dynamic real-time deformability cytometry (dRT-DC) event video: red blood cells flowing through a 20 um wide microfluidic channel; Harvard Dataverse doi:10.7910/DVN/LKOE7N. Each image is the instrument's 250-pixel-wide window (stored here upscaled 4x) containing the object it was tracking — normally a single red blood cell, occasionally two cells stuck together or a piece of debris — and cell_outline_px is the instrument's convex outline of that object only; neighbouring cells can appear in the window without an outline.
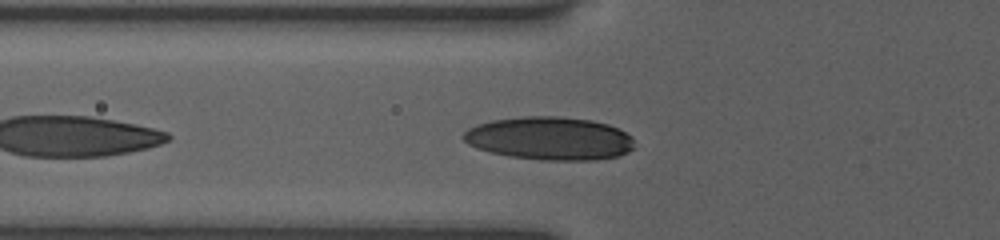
{"species": "human", "species_latin": "Homo sapiens", "temperature_condition": "room temperature", "stored_images_in_passage": 37, "camera_frame_rate_fps": 3000, "um_per_image_px": 0.085, "donor": {"sex": "female"}, "frame": {"image": 1, "passage_image": 4, "time_ms": 1.0, "image_size_px": [1000, 240], "cell_outline_px": [[636, 148], [620, 156], [596, 160], [544, 160], [508, 156], [476, 148], [468, 144], [460, 136], [468, 128], [476, 124], [492, 120], [520, 116], [560, 116], [592, 120], [608, 124], [620, 128], [632, 136]], "centroid_in_image_um": [46.75, 11.76], "position_along_channel_um": 79.0, "area_um2": 43.58}}
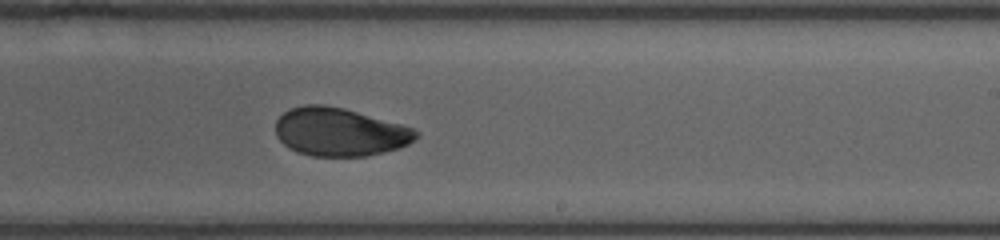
{"frame": {"image": 2, "passage_image": 18, "time_ms": 5.667, "image_size_px": [1000, 240], "cell_outline_px": [[420, 136], [408, 144], [400, 148], [368, 156], [312, 156], [296, 152], [288, 148], [276, 136], [276, 120], [284, 112], [292, 108], [304, 104], [324, 104], [344, 108], [400, 124], [412, 128], [420, 132]], "centroid_in_image_um": [28.87, 11.22], "position_along_channel_um": 260.1, "area_um2": 39.65}}
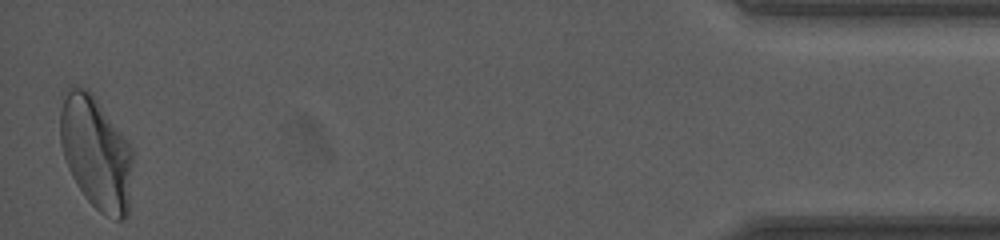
{"frame": {"image": 3, "passage_image": 37, "time_ms": 12.0, "image_size_px": [1000, 240], "cell_outline_px": [[132, 160], [128, 216], [124, 220], [116, 220], [100, 212], [84, 196], [76, 184], [68, 168], [60, 144], [60, 92], [72, 84], [76, 84], [88, 88], [92, 92], [132, 148]], "centroid_in_image_um": [8.12, 12.92], "position_along_channel_um": 427.1, "area_um2": 48.38}, "authors_computed_cell_mechanics": {"area_um2": 40.5178, "velocity_mm_per_s": 3.8691, "shape_relaxation_time_tau1_ms": 4.9402, "shape_relaxation_time_tau2_ms": 1.269, "deformation_change_tau1": 0.144, "deformation_change_tau2": 0.0489}}